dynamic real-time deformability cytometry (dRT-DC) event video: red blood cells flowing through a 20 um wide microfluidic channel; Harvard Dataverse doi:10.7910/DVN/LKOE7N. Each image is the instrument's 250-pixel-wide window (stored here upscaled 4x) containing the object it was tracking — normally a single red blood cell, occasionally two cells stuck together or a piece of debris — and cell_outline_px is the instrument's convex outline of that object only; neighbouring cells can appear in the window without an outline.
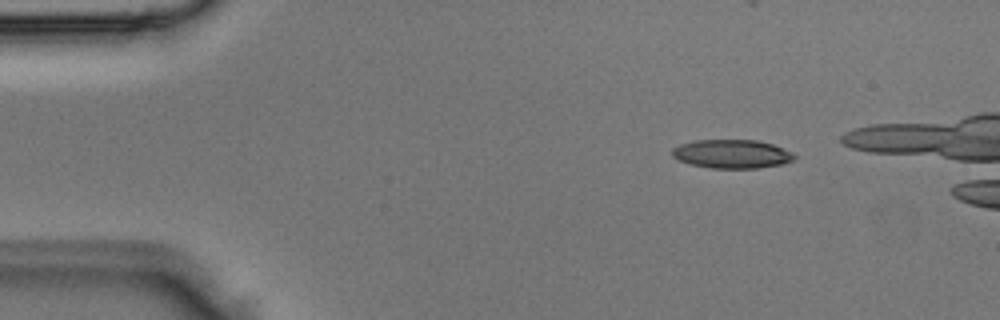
{"species": "Egyptian fruit bat (a non-hibernating species)", "species_latin": "Rousettus aegyptiacus", "temperature_condition": "room temperature", "stored_images_in_passage": 5, "camera_frame_rate_fps": 3000, "um_per_image_px": 0.085, "animal": {"sex": "male"}, "frame": {"image": 1, "passage_image": 2, "time_ms": 0.333, "image_size_px": [1000, 320], "cell_outline_px": [[796, 160], [784, 164], [760, 168], [708, 168], [692, 164], [680, 160], [672, 156], [672, 148], [680, 144], [696, 140], [756, 140], [772, 144], [792, 152], [796, 156]], "centroid_in_image_um": [62.25, 13.09], "position_along_channel_um": 22.8, "area_um2": 20.52}}
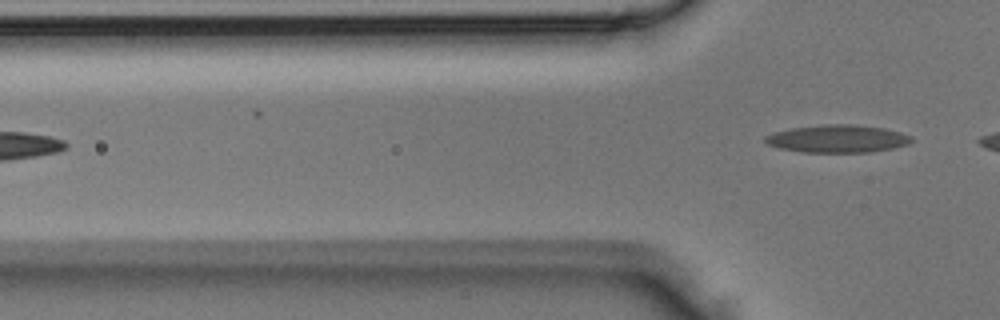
{"frame": {"image": 2, "passage_image": 5, "time_ms": 1.333, "image_size_px": [1000, 320], "cell_outline_px": [[912, 140], [908, 144], [892, 148], [872, 152], [804, 152], [780, 148], [768, 144], [764, 140], [764, 136], [776, 132], [792, 128], [824, 124], [856, 124], [884, 128], [900, 132], [912, 136]], "centroid_in_image_um": [71.21, 11.78], "position_along_channel_um": 54.6, "area_um2": 23.52}}